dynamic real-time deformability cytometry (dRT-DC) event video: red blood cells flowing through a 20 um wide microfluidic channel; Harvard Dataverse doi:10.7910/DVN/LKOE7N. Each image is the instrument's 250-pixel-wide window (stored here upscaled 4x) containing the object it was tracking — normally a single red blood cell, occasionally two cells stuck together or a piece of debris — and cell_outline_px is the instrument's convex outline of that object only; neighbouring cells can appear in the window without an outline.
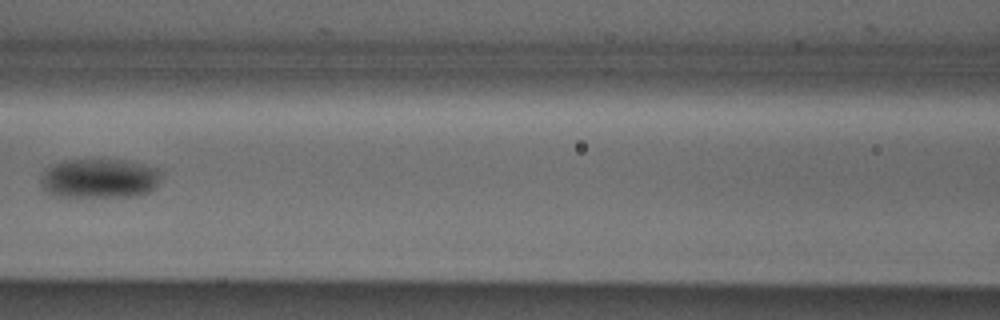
{"species": "Egyptian fruit bat (a non-hibernating species)", "species_latin": "Rousettus aegyptiacus", "temperature_condition": "cold", "stored_images_in_passage": 5, "camera_frame_rate_fps": 3000, "um_per_image_px": 0.085, "animal": {"sex": "male"}, "frame": {"image": 1, "passage_image": 5, "time_ms": 1.333, "image_size_px": [1000, 320], "cell_outline_px": [[164, 172], [156, 188], [152, 192], [136, 196], [52, 196], [40, 184], [40, 180], [44, 172], [48, 168], [64, 160], [124, 160], [144, 164], [160, 168]], "centroid_in_image_um": [8.55, 15.17], "position_along_channel_um": 158.1, "area_um2": 27.92}}